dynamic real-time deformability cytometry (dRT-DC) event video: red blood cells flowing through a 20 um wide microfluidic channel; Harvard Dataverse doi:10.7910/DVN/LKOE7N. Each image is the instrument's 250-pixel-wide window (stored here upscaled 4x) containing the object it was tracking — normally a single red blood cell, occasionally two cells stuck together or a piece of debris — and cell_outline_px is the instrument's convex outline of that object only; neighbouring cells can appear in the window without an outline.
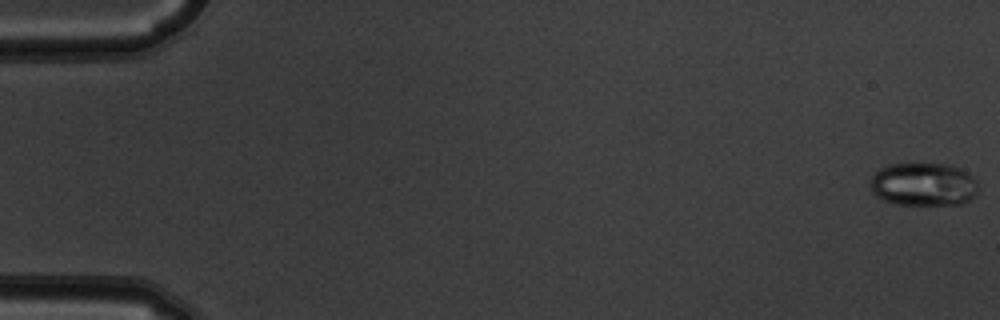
{"species": "common noctule bat (a hibernating species)", "species_latin": "Nyctalus noctula", "temperature_condition": "warm", "stored_images_in_passage": 53, "camera_frame_rate_fps": 3000, "um_per_image_px": 0.085, "animal": {"sex": "male", "body_mass_g": 19.5, "forearm_length_mm": 54.6}, "frame": {"image": 1, "passage_image": 1, "time_ms": 0.0, "image_size_px": [1000, 320], "cell_outline_px": [[980, 192], [976, 196], [960, 204], [896, 204], [884, 200], [876, 196], [872, 192], [872, 176], [880, 168], [888, 164], [948, 164], [960, 168], [968, 172], [976, 180], [980, 188]], "centroid_in_image_um": [78.55, 15.66], "position_along_channel_um": 6.4, "area_um2": 27.28}}
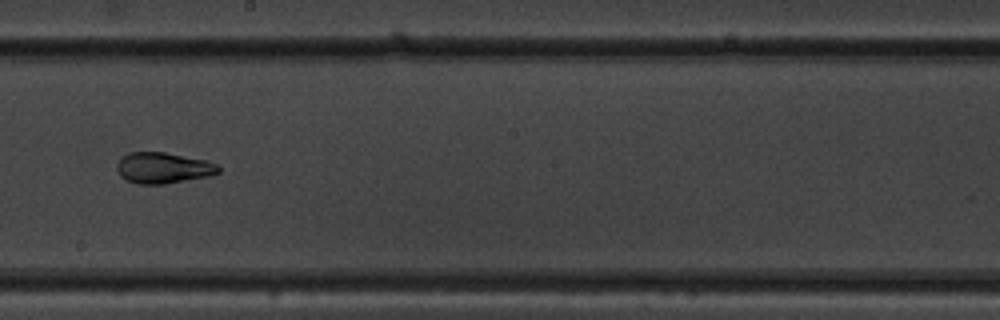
{"frame": {"image": 2, "passage_image": 31, "time_ms": 10.0, "image_size_px": [1000, 320], "cell_outline_px": [[220, 172], [208, 176], [164, 184], [136, 184], [120, 176], [116, 168], [116, 164], [120, 156], [128, 152], [164, 152], [204, 160], [216, 164], [220, 168]], "centroid_in_image_um": [13.81, 14.27], "position_along_channel_um": 234.4, "area_um2": 18.32}}
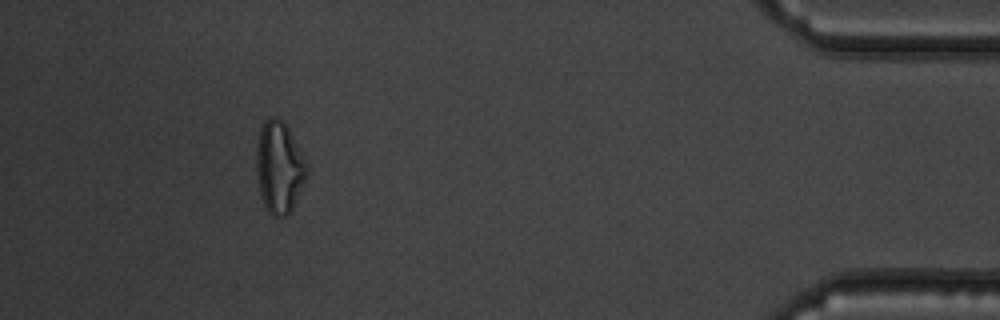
{"frame": {"image": 3, "passage_image": 49, "time_ms": 16.0, "image_size_px": [1000, 320], "cell_outline_px": [[308, 176], [292, 208], [284, 216], [272, 216], [268, 212], [264, 204], [260, 192], [256, 168], [256, 144], [260, 128], [264, 120], [268, 116], [276, 116], [288, 128], [308, 164]], "centroid_in_image_um": [23.73, 14.19], "position_along_channel_um": 411.5, "area_um2": 26.99}, "authors_computed_cell_mechanics": {"area_um2": 21.9062, "velocity_mm_per_s": 3.8743, "shape_relaxation_time_tau1_ms": 7.9657, "shape_relaxation_time_tau2_ms": 1.1631, "deformation_change_tau1": 0.2294, "deformation_change_tau2": 0.0433}}